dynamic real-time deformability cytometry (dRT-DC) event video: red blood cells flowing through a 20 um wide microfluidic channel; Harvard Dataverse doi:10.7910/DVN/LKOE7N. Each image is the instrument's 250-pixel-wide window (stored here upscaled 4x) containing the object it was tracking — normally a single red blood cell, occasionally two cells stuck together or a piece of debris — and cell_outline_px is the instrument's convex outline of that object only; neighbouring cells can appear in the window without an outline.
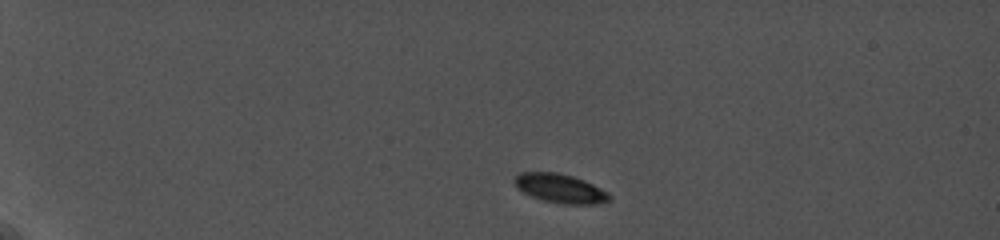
{"species": "common noctule bat (a hibernating species)", "species_latin": "Nyctalus noctula", "temperature_condition": "cold", "stored_images_in_passage": 19, "camera_frame_rate_fps": 5000, "um_per_image_px": 0.085, "animal": {"sex": "female", "body_mass_g": 19.0, "forearm_length_mm": 56.7}, "frame": {"image": 1, "passage_image": 1, "time_ms": 0.0, "image_size_px": [1000, 240], "cell_outline_px": [[612, 200], [596, 204], [564, 204], [544, 200], [532, 196], [516, 188], [512, 180], [520, 172], [556, 172], [572, 176], [584, 180], [608, 192], [612, 196]], "centroid_in_image_um": [47.62, 16.01], "position_along_channel_um": 37.4, "area_um2": 16.07}}
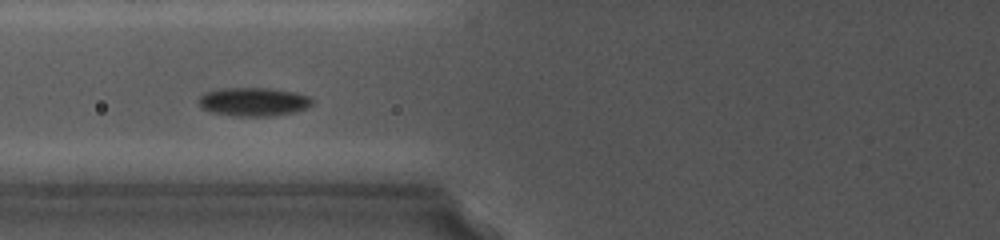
{"frame": {"image": 2, "passage_image": 7, "time_ms": 4.4, "image_size_px": [1000, 240], "cell_outline_px": [[316, 100], [308, 108], [292, 112], [272, 116], [232, 116], [208, 112], [200, 104], [200, 96], [204, 92], [220, 88], [268, 88], [296, 92], [308, 96]], "centroid_in_image_um": [21.57, 8.65], "position_along_channel_um": 104.2, "area_um2": 19.07}}
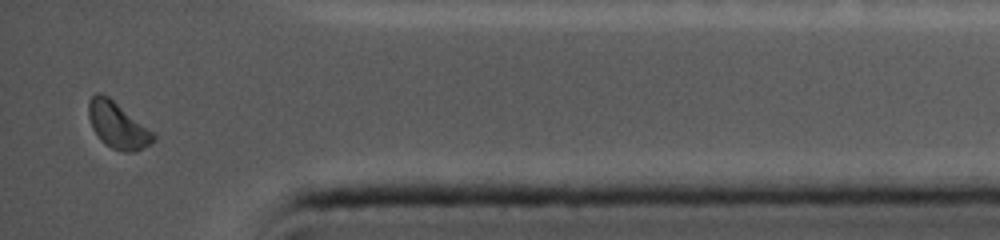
{"frame": {"image": 3, "passage_image": 19, "time_ms": 13.2, "image_size_px": [1000, 240], "cell_outline_px": [[156, 140], [132, 152], [124, 152], [112, 148], [100, 140], [92, 128], [88, 116], [88, 100], [96, 92], [100, 92], [108, 96], [152, 132], [156, 136]], "centroid_in_image_um": [9.94, 10.63], "position_along_channel_um": 425.3, "area_um2": 17.11}, "authors_computed_cell_mechanics": {"area_um2": 17.1666, "velocity_mm_per_s": 3.7148, "shape_relaxation_time_tau1_ms": 2.3443, "shape_relaxation_time_tau2_ms": null, "deformation_change_tau1": 0.0647, "deformation_change_tau2": null}}